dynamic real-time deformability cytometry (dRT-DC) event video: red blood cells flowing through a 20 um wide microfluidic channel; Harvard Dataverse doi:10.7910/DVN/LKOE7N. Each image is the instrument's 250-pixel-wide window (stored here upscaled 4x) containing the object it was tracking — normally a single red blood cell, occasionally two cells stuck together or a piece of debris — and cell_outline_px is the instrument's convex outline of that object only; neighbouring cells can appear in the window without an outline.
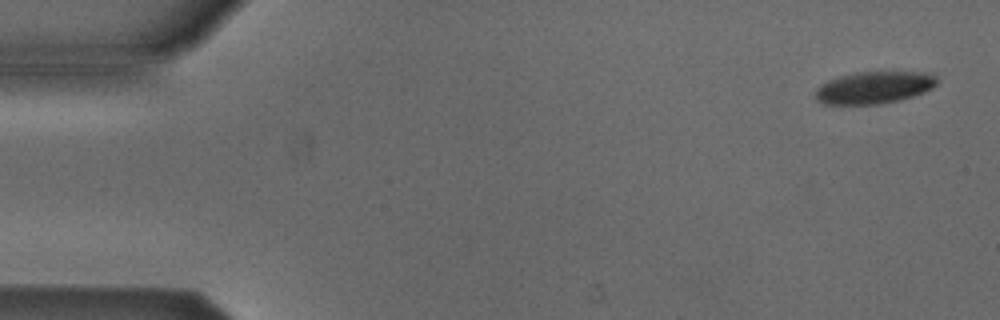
{"species": "Egyptian fruit bat (a non-hibernating species)", "species_latin": "Rousettus aegyptiacus", "temperature_condition": "cold", "stored_images_in_passage": 4, "camera_frame_rate_fps": 3000, "um_per_image_px": 0.085, "animal": {"sex": "male"}, "frame": {"image": 1, "passage_image": 1, "time_ms": 0.0, "image_size_px": [1000, 320], "cell_outline_px": [[940, 80], [932, 88], [924, 92], [900, 100], [880, 104], [820, 104], [816, 100], [812, 92], [820, 84], [828, 80], [840, 76], [856, 72], [932, 72]], "centroid_in_image_um": [74.27, 7.44], "position_along_channel_um": 10.7, "area_um2": 23.18}}
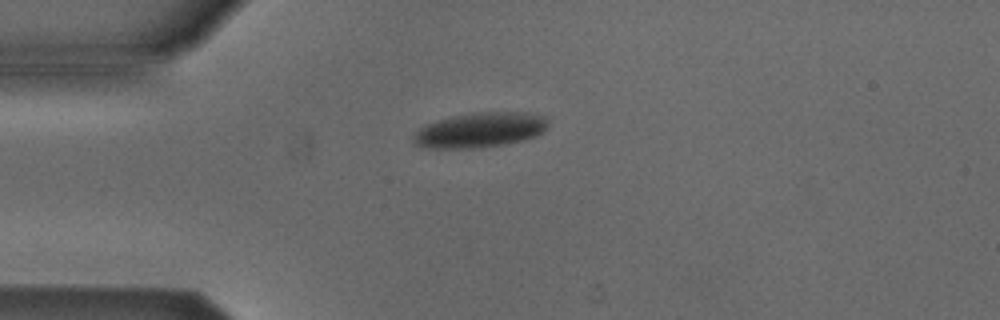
{"frame": {"image": 2, "passage_image": 4, "time_ms": 3.667, "image_size_px": [1000, 320], "cell_outline_px": [[548, 128], [544, 132], [536, 136], [524, 140], [504, 144], [476, 148], [428, 148], [412, 144], [412, 136], [420, 128], [428, 124], [452, 116], [480, 112], [532, 112], [548, 116]], "centroid_in_image_um": [40.87, 11.05], "position_along_channel_um": 44.1, "area_um2": 27.69}}